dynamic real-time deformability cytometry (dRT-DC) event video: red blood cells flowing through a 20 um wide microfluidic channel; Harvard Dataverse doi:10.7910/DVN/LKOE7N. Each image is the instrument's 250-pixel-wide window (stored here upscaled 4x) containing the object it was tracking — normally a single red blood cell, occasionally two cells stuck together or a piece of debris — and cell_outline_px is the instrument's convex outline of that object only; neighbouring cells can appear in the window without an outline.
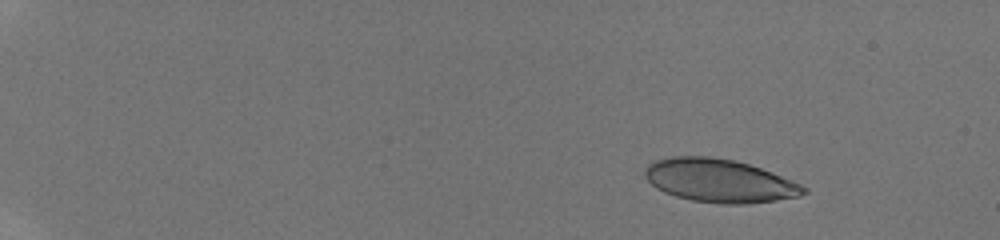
{"species": "human", "species_latin": "Homo sapiens", "temperature_condition": "room temperature", "stored_images_in_passage": 32, "camera_frame_rate_fps": 3000, "um_per_image_px": 0.085, "donor": {"sex": "male"}, "frame": {"image": 1, "passage_image": 1, "time_ms": 0.0, "image_size_px": [1000, 240], "cell_outline_px": [[808, 192], [800, 196], [776, 200], [744, 204], [720, 204], [692, 200], [676, 196], [664, 192], [656, 188], [644, 176], [644, 168], [648, 164], [656, 160], [672, 156], [712, 156], [732, 160], [748, 164], [760, 168], [792, 180], [808, 188]], "centroid_in_image_um": [61.14, 15.36], "position_along_channel_um": 23.9, "area_um2": 40.0}}
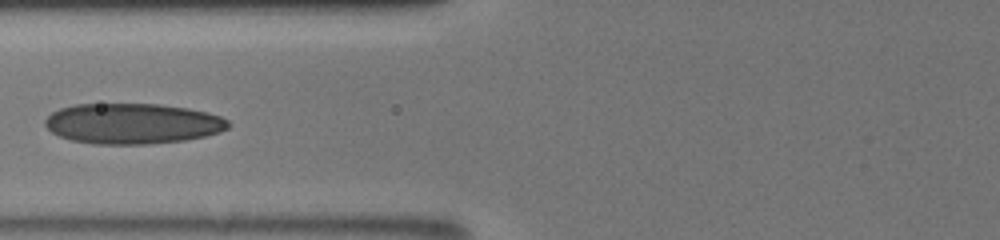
{"frame": {"image": 2, "passage_image": 21, "time_ms": 6.0, "image_size_px": [1000, 240], "cell_outline_px": [[232, 124], [228, 128], [220, 132], [204, 136], [184, 140], [148, 144], [96, 144], [72, 140], [60, 136], [52, 132], [44, 124], [44, 120], [52, 112], [60, 108], [76, 104], [160, 104], [188, 108], [208, 112], [220, 116], [228, 120]], "centroid_in_image_um": [11.28, 10.5], "position_along_channel_um": 114.5, "area_um2": 43.35}}
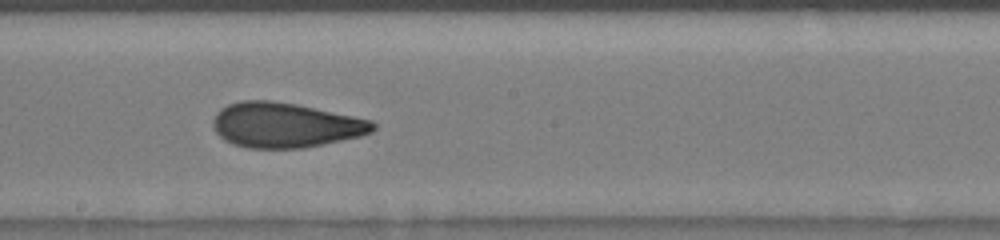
{"frame": {"image": 3, "passage_image": 29, "time_ms": 8.667, "image_size_px": [1000, 240], "cell_outline_px": [[376, 128], [372, 132], [360, 136], [304, 148], [248, 148], [232, 144], [224, 140], [216, 132], [212, 124], [212, 120], [216, 112], [220, 108], [228, 104], [240, 100], [272, 100], [296, 104], [372, 120], [376, 124]], "centroid_in_image_um": [24.21, 10.63], "position_along_channel_um": 224.0, "area_um2": 42.02}}